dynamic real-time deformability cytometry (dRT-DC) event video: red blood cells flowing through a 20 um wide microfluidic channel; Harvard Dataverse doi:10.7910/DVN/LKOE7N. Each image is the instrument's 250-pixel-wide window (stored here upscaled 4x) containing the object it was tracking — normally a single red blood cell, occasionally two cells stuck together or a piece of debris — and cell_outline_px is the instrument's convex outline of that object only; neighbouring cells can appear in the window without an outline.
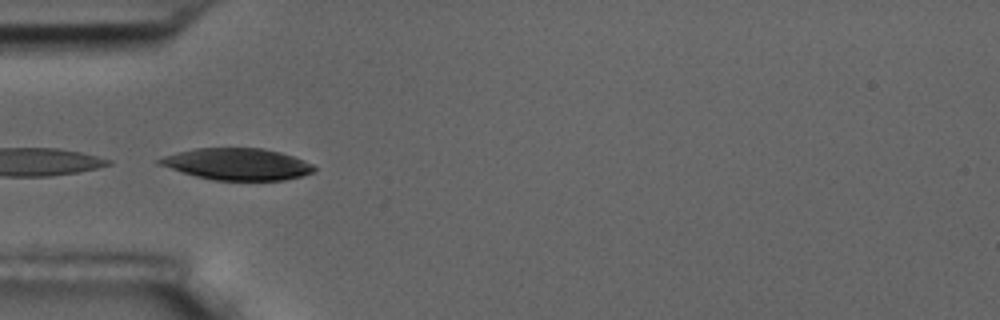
{"species": "common noctule bat (a hibernating species)", "species_latin": "Nyctalus noctula", "temperature_condition": "room temperature", "stored_images_in_passage": 8, "camera_frame_rate_fps": 3000, "um_per_image_px": 0.085, "animal": {"sex": "male", "body_mass_g": 17.5, "forearm_length_mm": 52.3}, "frame": {"image": 1, "passage_image": 5, "time_ms": 4.667, "image_size_px": [1000, 320], "cell_outline_px": [[316, 168], [312, 172], [304, 176], [284, 180], [212, 180], [196, 176], [156, 164], [156, 160], [164, 156], [176, 152], [196, 148], [264, 148], [280, 152], [304, 160], [312, 164]], "centroid_in_image_um": [20.16, 13.95], "position_along_channel_um": 64.8, "area_um2": 28.61}}